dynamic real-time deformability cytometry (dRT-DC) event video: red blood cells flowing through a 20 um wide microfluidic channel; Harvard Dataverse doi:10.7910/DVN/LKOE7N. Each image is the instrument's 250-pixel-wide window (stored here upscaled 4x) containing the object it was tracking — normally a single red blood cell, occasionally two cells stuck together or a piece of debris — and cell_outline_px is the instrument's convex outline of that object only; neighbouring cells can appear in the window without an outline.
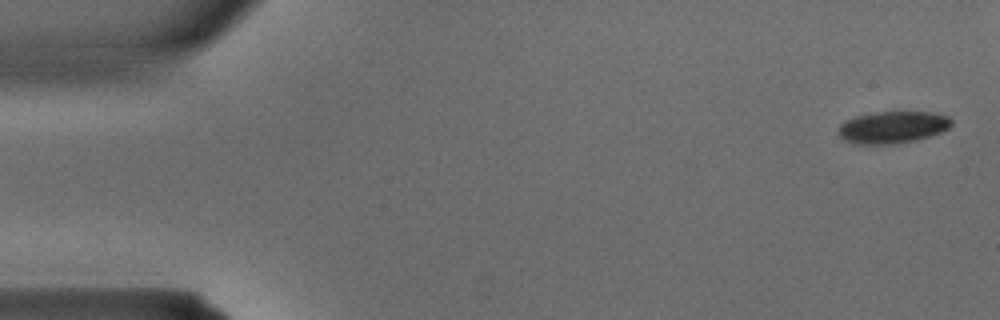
{"species": "common noctule bat (a hibernating species)", "species_latin": "Nyctalus noctula", "temperature_condition": "warm", "stored_images_in_passage": 33, "camera_frame_rate_fps": 3000, "um_per_image_px": 0.085, "animal": {"sex": "male", "body_mass_g": 15.6}, "frame": {"image": 1, "passage_image": 1, "time_ms": 0.0, "image_size_px": [1000, 320], "cell_outline_px": [[952, 124], [948, 128], [940, 132], [928, 136], [912, 140], [892, 144], [856, 144], [844, 140], [840, 136], [840, 124], [844, 120], [856, 116], [896, 108], [932, 112], [948, 116], [952, 120]], "centroid_in_image_um": [75.89, 10.75], "position_along_channel_um": 9.1, "area_um2": 21.68}}
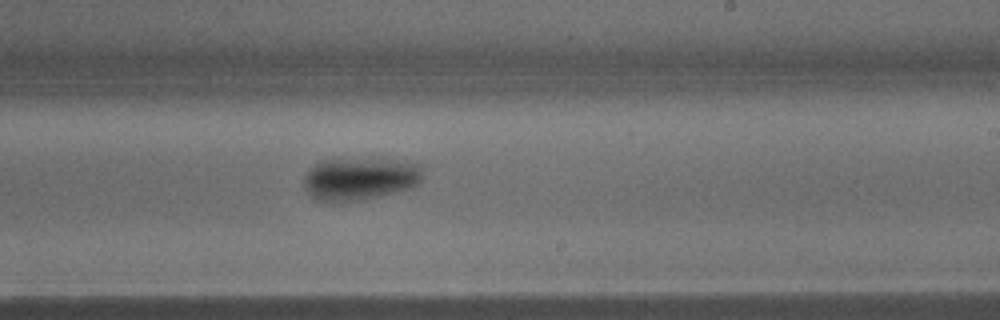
{"frame": {"image": 2, "passage_image": 21, "time_ms": 6.667, "image_size_px": [1000, 320], "cell_outline_px": [[424, 168], [420, 180], [416, 184], [408, 188], [376, 196], [356, 200], [320, 200], [312, 196], [304, 188], [304, 176], [316, 164], [324, 160], [380, 156], [420, 164]], "centroid_in_image_um": [30.64, 15.11], "position_along_channel_um": 258.4, "area_um2": 29.54}}
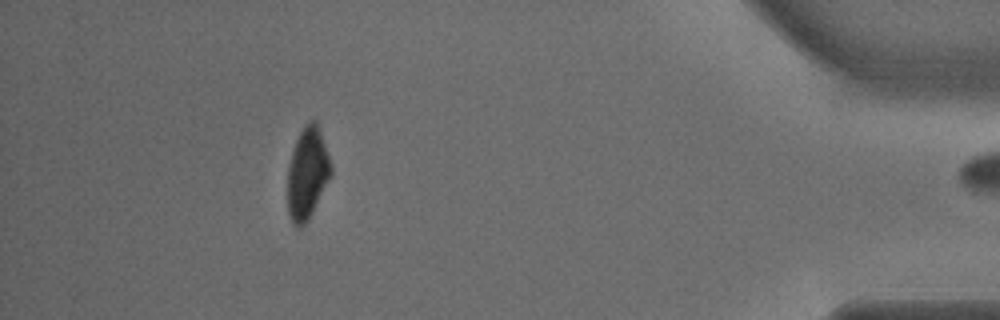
{"frame": {"image": 3, "passage_image": 32, "time_ms": 10.333, "image_size_px": [1000, 320], "cell_outline_px": [[332, 176], [308, 220], [300, 228], [296, 228], [292, 224], [288, 212], [288, 164], [296, 140], [304, 124], [308, 120], [316, 120], [332, 164]], "centroid_in_image_um": [26.13, 14.74], "position_along_channel_um": 409.1, "area_um2": 23.41}}